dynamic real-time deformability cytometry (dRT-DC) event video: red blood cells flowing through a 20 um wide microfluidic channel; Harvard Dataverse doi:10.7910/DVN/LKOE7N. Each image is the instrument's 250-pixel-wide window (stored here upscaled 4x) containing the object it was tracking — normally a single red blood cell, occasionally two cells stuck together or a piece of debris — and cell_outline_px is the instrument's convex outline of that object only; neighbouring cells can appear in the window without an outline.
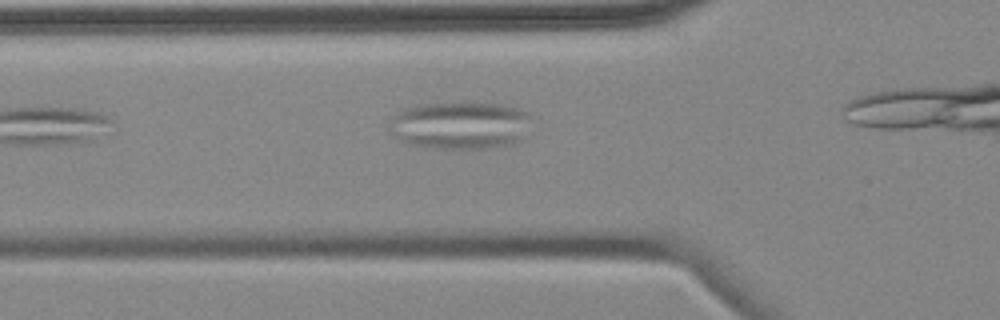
{"species": "common noctule bat (a hibernating species)", "species_latin": "Nyctalus noctula", "temperature_condition": "cold", "stored_images_in_passage": 3, "camera_frame_rate_fps": 3000, "um_per_image_px": 0.085, "animal": {"sex": "female", "body_mass_g": 18.4}, "frame": {"image": 1, "passage_image": 3, "time_ms": 2.333, "image_size_px": [1000, 320], "cell_outline_px": [[528, 116], [516, 140], [512, 144], [488, 148], [436, 148], [412, 144], [388, 132], [388, 128], [396, 116], [404, 108], [420, 104], [496, 104], [516, 108], [528, 112]], "centroid_in_image_um": [39.02, 10.66], "position_along_channel_um": 86.8, "area_um2": 37.63}}